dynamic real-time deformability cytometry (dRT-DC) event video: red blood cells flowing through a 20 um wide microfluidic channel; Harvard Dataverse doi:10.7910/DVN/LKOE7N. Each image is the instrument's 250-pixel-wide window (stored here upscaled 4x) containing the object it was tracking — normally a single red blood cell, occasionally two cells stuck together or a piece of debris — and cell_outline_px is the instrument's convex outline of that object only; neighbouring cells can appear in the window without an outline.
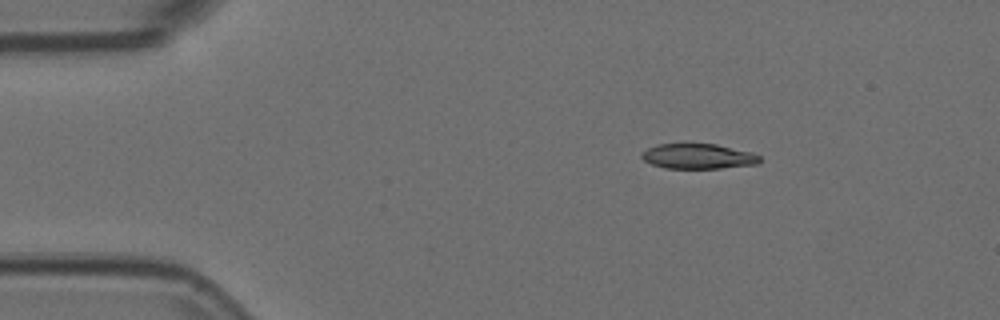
{"species": "Egyptian fruit bat (a non-hibernating species)", "species_latin": "Rousettus aegyptiacus", "temperature_condition": "room temperature", "stored_images_in_passage": 11, "camera_frame_rate_fps": 3000, "um_per_image_px": 0.085, "animal": {"sex": "female"}, "frame": {"image": 1, "passage_image": 4, "time_ms": 1.0, "image_size_px": [1000, 320], "cell_outline_px": [[760, 160], [756, 164], [720, 168], [664, 168], [652, 164], [644, 160], [640, 156], [640, 152], [656, 144], [716, 144], [752, 152], [760, 156]], "centroid_in_image_um": [59.31, 13.28], "position_along_channel_um": 25.7, "area_um2": 17.22}}